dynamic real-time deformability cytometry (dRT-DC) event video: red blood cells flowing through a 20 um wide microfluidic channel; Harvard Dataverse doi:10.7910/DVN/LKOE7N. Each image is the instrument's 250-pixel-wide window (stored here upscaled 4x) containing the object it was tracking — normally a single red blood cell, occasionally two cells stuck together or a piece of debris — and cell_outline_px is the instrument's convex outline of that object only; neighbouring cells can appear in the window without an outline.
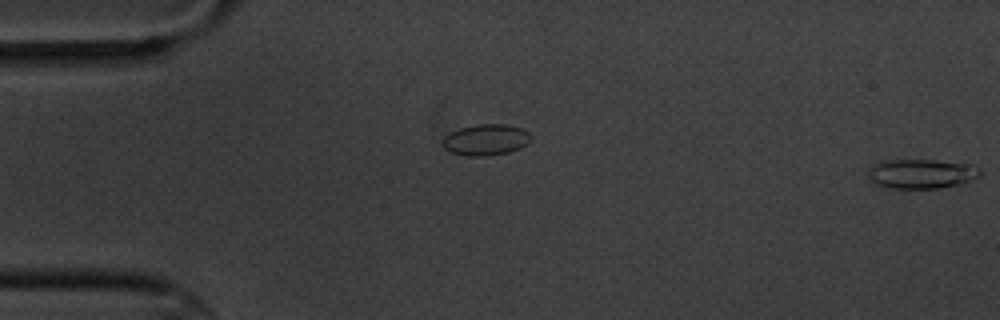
{"species": "common noctule bat (a hibernating species)", "species_latin": "Nyctalus noctula", "temperature_condition": "cold", "stored_images_in_passage": 4, "segment_of_instrument_passage": [2, 2], "camera_frame_rate_fps": 3000, "um_per_image_px": 0.085, "animal": {"sex": "male", "body_mass_g": 20.1, "forearm_length_mm": 53.5}, "frame": {"image": 1, "passage_image": 4, "time_ms": 3.667, "image_size_px": [1000, 320], "cell_outline_px": [[980, 176], [972, 180], [940, 188], [892, 188], [876, 184], [868, 180], [868, 168], [872, 164], [880, 160], [936, 160], [972, 164], [980, 168]], "centroid_in_image_um": [78.28, 14.75], "position_along_channel_um": 6.7, "area_um2": 19.42}}